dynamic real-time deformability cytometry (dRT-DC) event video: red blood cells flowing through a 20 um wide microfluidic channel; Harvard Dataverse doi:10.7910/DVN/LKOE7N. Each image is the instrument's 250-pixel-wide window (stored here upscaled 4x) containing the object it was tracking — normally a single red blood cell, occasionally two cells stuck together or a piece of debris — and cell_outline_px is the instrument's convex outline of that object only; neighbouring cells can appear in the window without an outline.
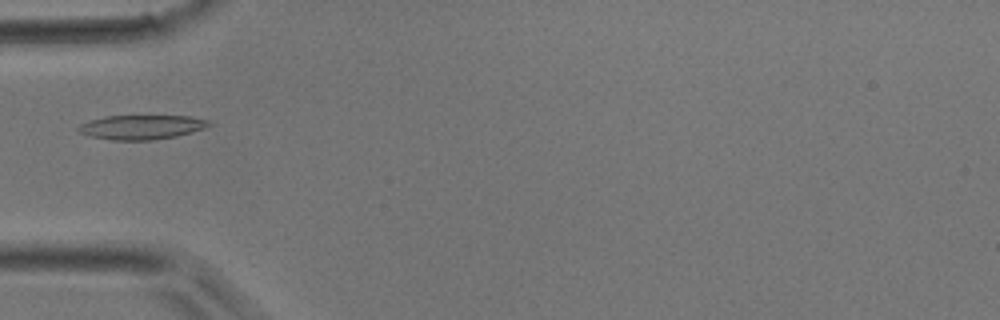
{"species": "common noctule bat (a hibernating species)", "species_latin": "Nyctalus noctula", "temperature_condition": "room temperature", "stored_images_in_passage": 2, "camera_frame_rate_fps": 3000, "um_per_image_px": 0.085, "animal": {"sex": "male", "body_mass_g": 17.9}, "frame": {"image": 1, "passage_image": 2, "time_ms": 1.0, "image_size_px": [1000, 320], "cell_outline_px": [[212, 124], [204, 128], [176, 136], [152, 140], [112, 140], [92, 136], [80, 132], [76, 128], [80, 124], [88, 120], [104, 116], [188, 116], [212, 120]], "centroid_in_image_um": [12.03, 10.79], "position_along_channel_um": 73.0, "area_um2": 18.5}}